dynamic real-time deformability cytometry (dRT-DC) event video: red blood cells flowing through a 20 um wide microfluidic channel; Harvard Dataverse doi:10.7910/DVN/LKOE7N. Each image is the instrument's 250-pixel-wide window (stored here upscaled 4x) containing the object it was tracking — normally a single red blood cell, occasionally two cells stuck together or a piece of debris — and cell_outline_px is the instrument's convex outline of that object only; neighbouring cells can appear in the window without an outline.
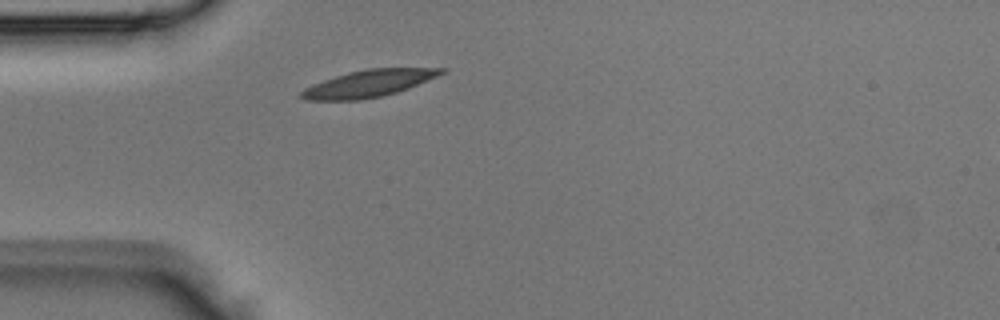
{"species": "Egyptian fruit bat (a non-hibernating species)", "species_latin": "Rousettus aegyptiacus", "temperature_condition": "room temperature", "stored_images_in_passage": 1, "camera_frame_rate_fps": 3000, "um_per_image_px": 0.085, "animal": {"sex": "male"}, "frame": {"image": 1, "passage_image": 1, "time_ms": 0.0, "image_size_px": [1000, 320], "cell_outline_px": [[448, 68], [444, 72], [436, 76], [408, 88], [396, 92], [380, 96], [360, 100], [308, 100], [300, 96], [300, 92], [304, 88], [324, 80], [348, 72], [368, 68]], "centroid_in_image_um": [31.31, 7.09], "position_along_channel_um": 53.7, "area_um2": 21.62}}